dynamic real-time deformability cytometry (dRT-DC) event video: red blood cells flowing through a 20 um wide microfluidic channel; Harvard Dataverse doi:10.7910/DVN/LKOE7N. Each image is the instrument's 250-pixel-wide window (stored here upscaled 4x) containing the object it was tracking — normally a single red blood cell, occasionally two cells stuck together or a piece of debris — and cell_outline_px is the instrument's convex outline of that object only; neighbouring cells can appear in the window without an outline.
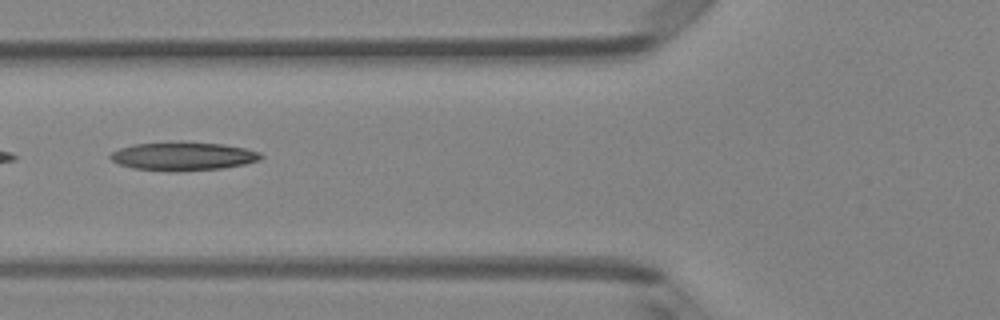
{"species": "Egyptian fruit bat (a non-hibernating species)", "species_latin": "Rousettus aegyptiacus", "temperature_condition": "room temperature", "stored_images_in_passage": 6, "camera_frame_rate_fps": 3000, "um_per_image_px": 0.085, "animal": {"sex": "female"}, "frame": {"image": 1, "passage_image": 6, "time_ms": 5.667, "image_size_px": [1000, 320], "cell_outline_px": [[264, 156], [260, 160], [244, 164], [224, 168], [132, 168], [120, 164], [112, 160], [108, 156], [112, 152], [120, 148], [132, 144], [224, 144], [244, 148], [260, 152]], "centroid_in_image_um": [15.62, 13.26], "position_along_channel_um": 110.2, "area_um2": 22.89}}